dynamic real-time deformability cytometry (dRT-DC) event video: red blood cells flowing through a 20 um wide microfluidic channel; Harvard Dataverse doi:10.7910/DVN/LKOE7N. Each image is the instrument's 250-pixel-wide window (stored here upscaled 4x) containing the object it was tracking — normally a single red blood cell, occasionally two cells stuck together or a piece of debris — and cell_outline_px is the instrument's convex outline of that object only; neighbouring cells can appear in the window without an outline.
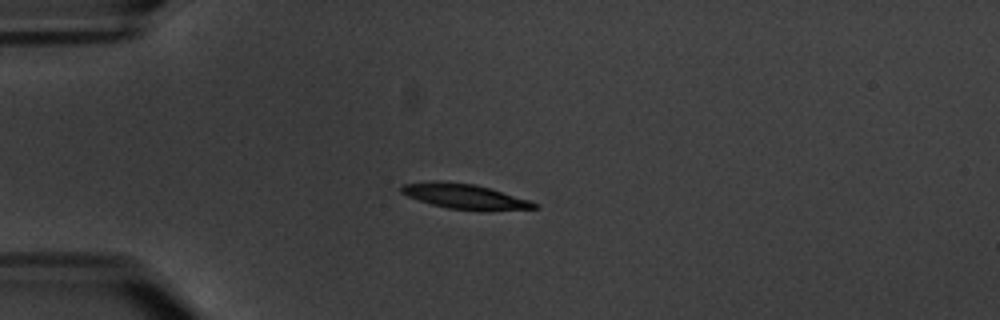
{"species": "common noctule bat (a hibernating species)", "species_latin": "Nyctalus noctula", "temperature_condition": "warm", "stored_images_in_passage": 7, "camera_frame_rate_fps": 3000, "um_per_image_px": 0.085, "animal": {"sex": "male", "body_mass_g": 20.1, "forearm_length_mm": 53.5}, "frame": {"image": 1, "passage_image": 4, "time_ms": 3.667, "image_size_px": [1000, 320], "cell_outline_px": [[540, 208], [480, 212], [448, 208], [432, 204], [408, 196], [400, 192], [400, 188], [404, 184], [436, 180], [440, 180], [472, 184], [488, 188], [528, 200], [536, 204]], "centroid_in_image_um": [39.5, 16.71], "position_along_channel_um": 45.5, "area_um2": 19.36}}